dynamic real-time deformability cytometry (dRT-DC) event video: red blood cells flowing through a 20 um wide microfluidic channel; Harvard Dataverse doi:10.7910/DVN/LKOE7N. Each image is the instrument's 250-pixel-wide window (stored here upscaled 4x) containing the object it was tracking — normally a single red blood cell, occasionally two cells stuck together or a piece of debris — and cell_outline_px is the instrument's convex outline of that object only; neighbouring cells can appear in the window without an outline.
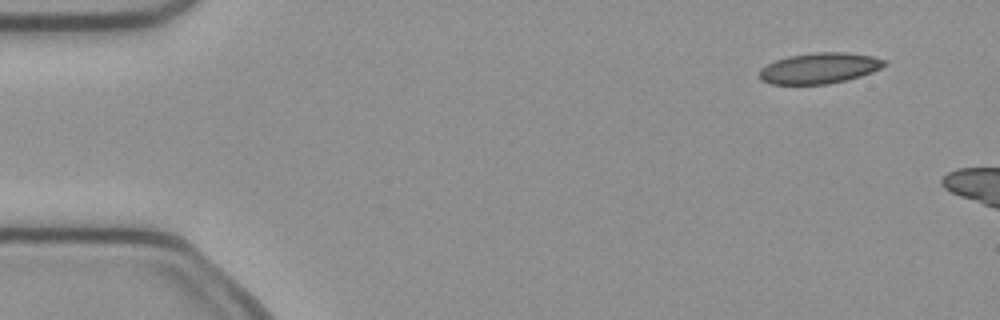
{"species": "common noctule bat (a hibernating species)", "species_latin": "Nyctalus noctula", "temperature_condition": "cold", "stored_images_in_passage": 2, "camera_frame_rate_fps": 3000, "um_per_image_px": 0.085, "animal": {"sex": "female", "body_mass_g": 21.9}, "frame": {"image": 1, "passage_image": 1, "time_ms": 0.0, "image_size_px": [1000, 320], "cell_outline_px": [[888, 64], [872, 72], [860, 76], [828, 84], [772, 84], [760, 80], [760, 68], [776, 60], [788, 56], [816, 52], [844, 52], [872, 56], [888, 60]], "centroid_in_image_um": [69.67, 5.79], "position_along_channel_um": 15.3, "area_um2": 22.37}}